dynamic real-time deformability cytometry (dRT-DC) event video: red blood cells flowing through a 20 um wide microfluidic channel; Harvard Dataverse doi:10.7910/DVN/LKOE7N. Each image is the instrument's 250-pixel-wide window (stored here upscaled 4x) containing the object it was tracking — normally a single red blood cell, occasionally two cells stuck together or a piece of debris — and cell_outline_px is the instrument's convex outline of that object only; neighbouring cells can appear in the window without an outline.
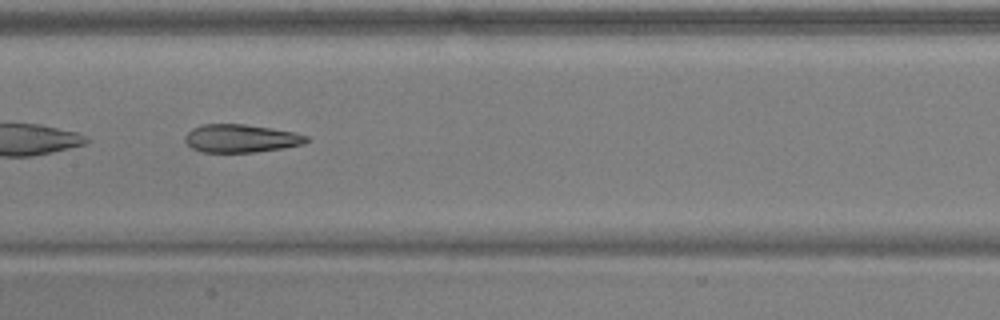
{"species": "common noctule bat (a hibernating species)", "species_latin": "Nyctalus noctula", "temperature_condition": "warm", "stored_images_in_passage": 33, "camera_frame_rate_fps": 3000, "um_per_image_px": 0.085, "animal": {"sex": "male", "body_mass_g": 17.9, "forearm_length_mm": 54.2}, "frame": {"image": 1, "passage_image": 10, "time_ms": 3.0, "image_size_px": [1000, 320], "cell_outline_px": [[312, 140], [304, 144], [284, 148], [256, 152], [200, 152], [192, 148], [184, 140], [184, 136], [192, 128], [204, 124], [244, 124], [272, 128], [296, 132], [308, 136]], "centroid_in_image_um": [20.52, 11.76], "position_along_channel_um": 186.9, "area_um2": 20.11}, "authors_computed_cell_mechanics": {"area_um2": 21.3282, "velocity_mm_per_s": 3.9357, "shape_relaxation_time_tau1_ms": 10.1375, "shape_relaxation_time_tau2_ms": 2.3562, "deformation_change_tau1": 0.2634, "deformation_change_tau2": 0.1259}}